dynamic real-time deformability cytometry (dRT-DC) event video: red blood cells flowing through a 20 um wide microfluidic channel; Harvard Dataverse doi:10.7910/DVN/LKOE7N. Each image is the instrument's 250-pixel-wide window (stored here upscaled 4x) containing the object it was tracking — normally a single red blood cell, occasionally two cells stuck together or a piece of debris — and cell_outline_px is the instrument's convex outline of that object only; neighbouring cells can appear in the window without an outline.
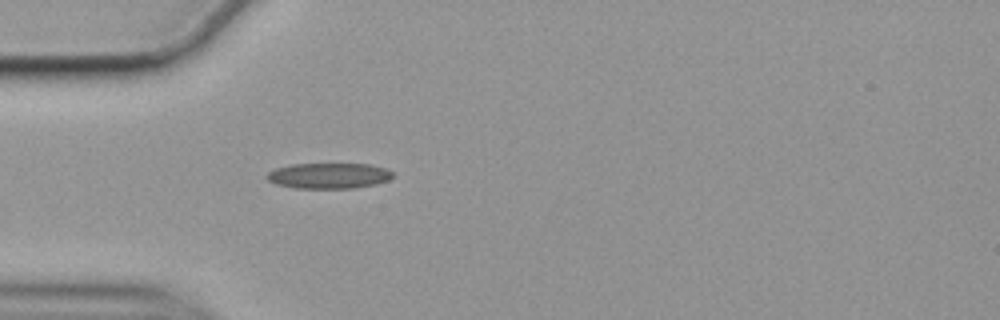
{"species": "common noctule bat (a hibernating species)", "species_latin": "Nyctalus noctula", "temperature_condition": "cold", "stored_images_in_passage": 20, "camera_frame_rate_fps": 3000, "um_per_image_px": 0.085, "animal": {"sex": "female", "body_mass_g": 19.9}, "frame": {"image": 1, "passage_image": 1, "time_ms": 0.0, "image_size_px": [1000, 320], "cell_outline_px": [[392, 176], [388, 180], [376, 184], [352, 188], [296, 188], [276, 184], [268, 180], [264, 176], [268, 172], [276, 168], [292, 164], [372, 164], [384, 168], [392, 172]], "centroid_in_image_um": [27.92, 14.93], "position_along_channel_um": 57.1, "area_um2": 18.73}}
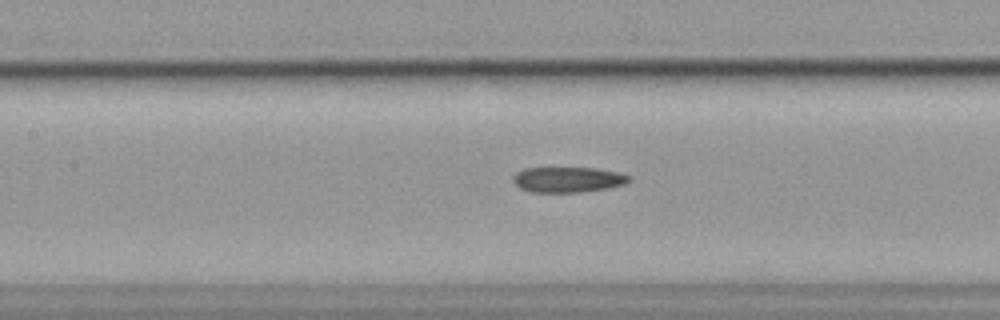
{"frame": {"image": 2, "passage_image": 10, "time_ms": 3.0, "image_size_px": [1000, 320], "cell_outline_px": [[632, 180], [624, 184], [608, 188], [580, 192], [528, 192], [520, 188], [512, 180], [512, 176], [516, 172], [524, 168], [596, 168], [616, 172], [632, 176]], "centroid_in_image_um": [48.26, 15.26], "position_along_channel_um": 159.1, "area_um2": 17.28}}
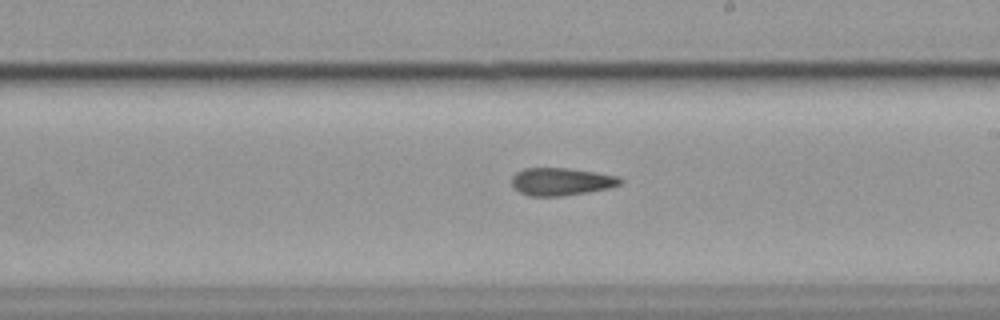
{"frame": {"image": 3, "passage_image": 17, "time_ms": 5.333, "image_size_px": [1000, 320], "cell_outline_px": [[624, 180], [620, 184], [608, 188], [560, 196], [528, 196], [512, 188], [512, 176], [516, 172], [524, 168], [568, 168], [620, 176]], "centroid_in_image_um": [47.67, 15.43], "position_along_channel_um": 241.3, "area_um2": 17.46}}